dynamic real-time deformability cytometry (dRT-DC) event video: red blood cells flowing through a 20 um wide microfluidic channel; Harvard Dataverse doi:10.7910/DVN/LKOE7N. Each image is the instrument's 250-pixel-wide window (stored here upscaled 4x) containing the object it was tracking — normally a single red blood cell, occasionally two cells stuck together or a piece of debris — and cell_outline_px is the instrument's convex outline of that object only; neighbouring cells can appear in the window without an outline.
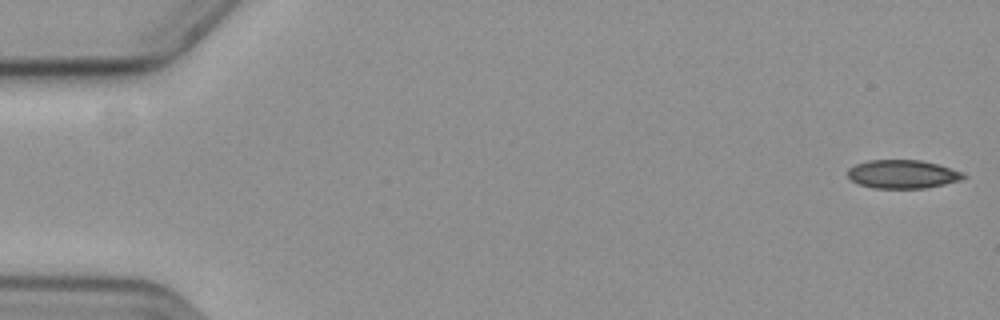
{"species": "common noctule bat (a hibernating species)", "species_latin": "Nyctalus noctula", "temperature_condition": "cold", "stored_images_in_passage": 16, "camera_frame_rate_fps": 3000, "um_per_image_px": 0.085, "animal": {"sex": "female", "body_mass_g": 19.3, "forearm_length_mm": 54.1}, "frame": {"image": 1, "passage_image": 1, "time_ms": 0.0, "image_size_px": [1000, 320], "cell_outline_px": [[968, 176], [960, 180], [944, 184], [924, 188], [876, 188], [860, 184], [852, 180], [848, 176], [848, 168], [856, 164], [868, 160], [920, 160], [936, 164], [964, 172]], "centroid_in_image_um": [76.73, 14.8], "position_along_channel_um": 8.3, "area_um2": 19.07}}
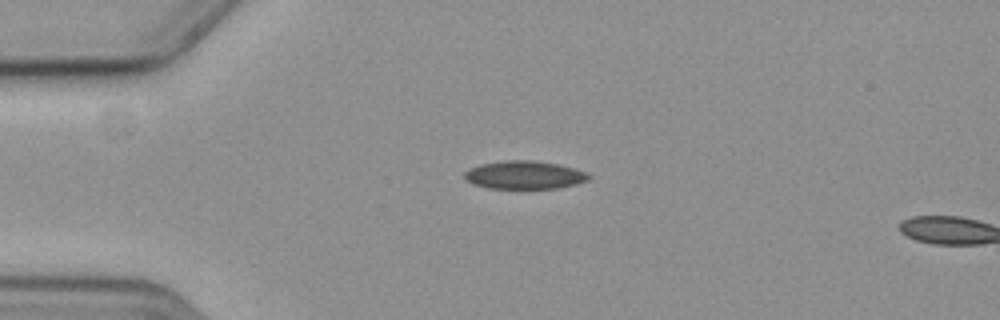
{"frame": {"image": 2, "passage_image": 14, "time_ms": 4.333, "image_size_px": [1000, 320], "cell_outline_px": [[592, 176], [588, 180], [576, 184], [560, 188], [488, 188], [472, 184], [464, 176], [464, 172], [468, 168], [480, 164], [504, 160], [536, 160], [556, 164], [572, 168], [584, 172]], "centroid_in_image_um": [44.54, 14.87], "position_along_channel_um": 40.5, "area_um2": 20.35}}